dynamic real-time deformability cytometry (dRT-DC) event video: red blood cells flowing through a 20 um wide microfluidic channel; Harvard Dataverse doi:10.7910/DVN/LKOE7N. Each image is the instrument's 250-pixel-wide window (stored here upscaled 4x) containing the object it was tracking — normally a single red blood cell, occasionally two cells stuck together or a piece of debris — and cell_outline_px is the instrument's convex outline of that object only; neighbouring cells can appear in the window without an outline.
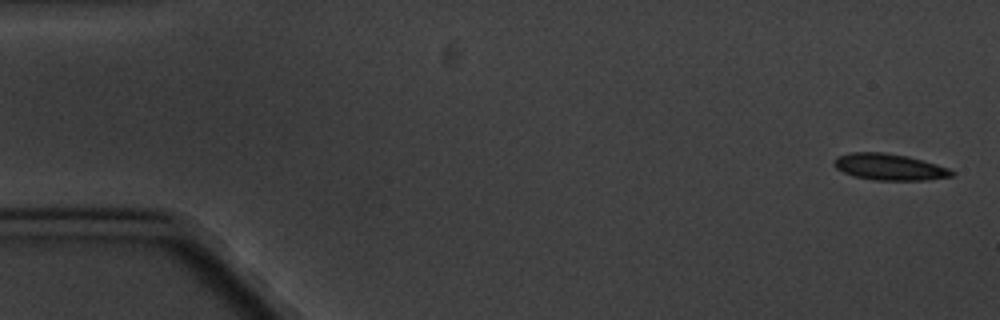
{"species": "common noctule bat (a hibernating species)", "species_latin": "Nyctalus noctula", "temperature_condition": "cold", "stored_images_in_passage": 6, "camera_frame_rate_fps": 3000, "um_per_image_px": 0.085, "animal": {"sex": "male", "body_mass_g": 20.1, "forearm_length_mm": 53.5}, "frame": {"image": 1, "passage_image": 1, "time_ms": 0.0, "image_size_px": [1000, 320], "cell_outline_px": [[956, 172], [952, 176], [928, 180], [872, 180], [852, 176], [836, 168], [832, 164], [832, 160], [836, 156], [848, 152], [884, 152], [908, 156], [924, 160], [948, 168]], "centroid_in_image_um": [75.55, 14.18], "position_along_channel_um": 9.4, "area_um2": 18.44}}